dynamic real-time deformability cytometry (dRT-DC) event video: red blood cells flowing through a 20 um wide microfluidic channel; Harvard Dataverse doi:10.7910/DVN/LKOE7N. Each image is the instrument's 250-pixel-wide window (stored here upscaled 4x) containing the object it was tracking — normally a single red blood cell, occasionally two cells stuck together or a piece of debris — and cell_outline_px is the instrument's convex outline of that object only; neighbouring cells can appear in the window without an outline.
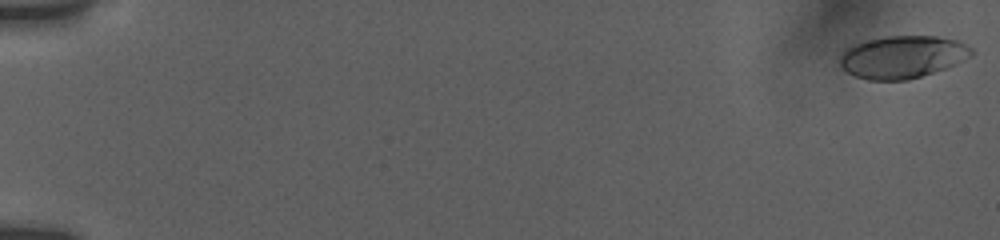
{"species": "human", "species_latin": "Homo sapiens", "temperature_condition": "room temperature", "stored_images_in_passage": 39, "camera_frame_rate_fps": 3000, "um_per_image_px": 0.085, "donor": {"sex": "female"}, "frame": {"image": 1, "passage_image": 1, "time_ms": 0.0, "image_size_px": [1000, 240], "cell_outline_px": [[976, 52], [972, 56], [948, 68], [908, 80], [868, 80], [856, 76], [848, 72], [840, 64], [840, 52], [844, 48], [868, 40], [884, 36], [936, 36], [960, 40], [968, 44]], "centroid_in_image_um": [76.77, 4.83], "position_along_channel_um": 8.2, "area_um2": 33.0}}
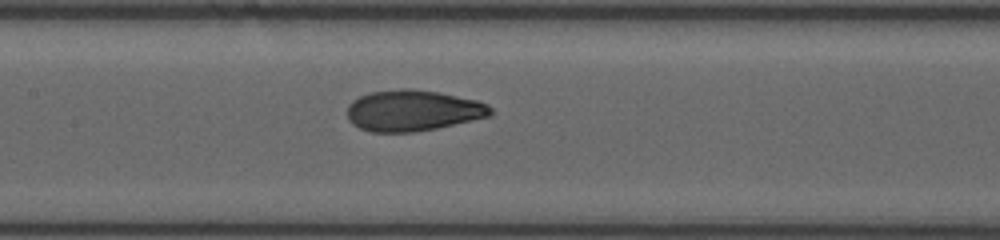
{"frame": {"image": 2, "passage_image": 16, "time_ms": 9.333, "image_size_px": [1000, 240], "cell_outline_px": [[492, 116], [436, 128], [412, 132], [372, 132], [360, 128], [352, 124], [348, 120], [348, 104], [352, 100], [360, 96], [372, 92], [404, 88], [408, 88], [440, 92], [476, 100], [488, 104], [492, 108]], "centroid_in_image_um": [35.1, 9.39], "position_along_channel_um": 172.3, "area_um2": 34.33}}
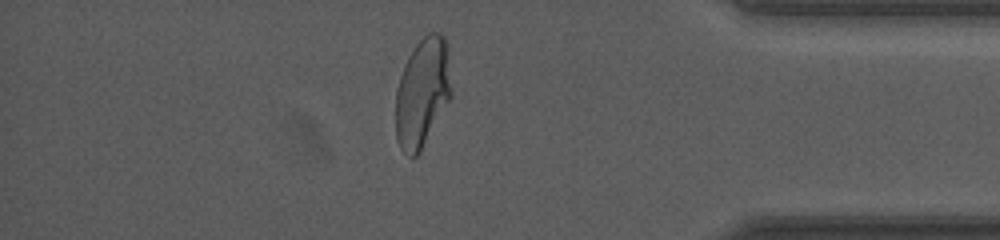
{"frame": {"image": 3, "passage_image": 33, "time_ms": 16.0, "image_size_px": [1000, 240], "cell_outline_px": [[452, 96], [420, 152], [416, 156], [408, 156], [400, 148], [396, 140], [396, 88], [404, 64], [408, 56], [416, 44], [428, 32], [440, 32], [448, 40], [452, 92]], "centroid_in_image_um": [35.93, 7.83], "position_along_channel_um": 399.3, "area_um2": 36.01}, "authors_computed_cell_mechanics": {"area_um2": 34.1598, "velocity_mm_per_s": 3.7717, "shape_relaxation_time_tau1_ms": 5.6265, "shape_relaxation_time_tau2_ms": 0.7245, "deformation_change_tau1": 0.199, "deformation_change_tau2": 0.0571}}